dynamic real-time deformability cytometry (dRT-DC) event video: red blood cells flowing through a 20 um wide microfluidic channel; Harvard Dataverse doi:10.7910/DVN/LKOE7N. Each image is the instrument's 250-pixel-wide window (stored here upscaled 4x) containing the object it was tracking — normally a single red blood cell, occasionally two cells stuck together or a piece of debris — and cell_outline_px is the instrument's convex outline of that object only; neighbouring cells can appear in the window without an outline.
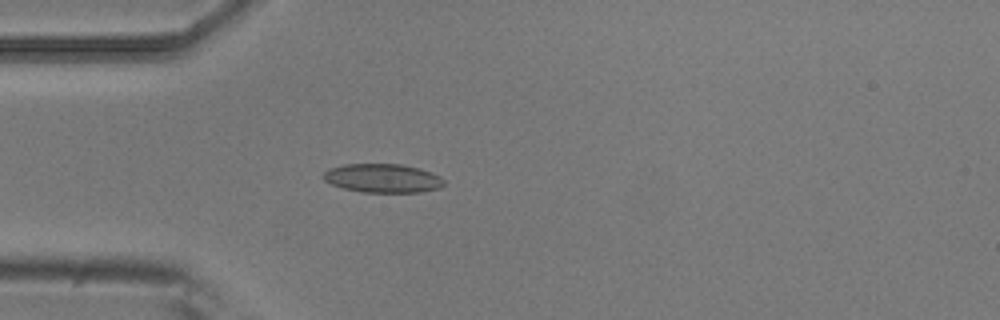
{"species": "common noctule bat (a hibernating species)", "species_latin": "Nyctalus noctula", "temperature_condition": "room temperature", "stored_images_in_passage": 4, "camera_frame_rate_fps": 3000, "um_per_image_px": 0.085, "animal": {"sex": "male", "body_mass_g": 20.5, "forearm_length_mm": 52.5}, "frame": {"image": 1, "passage_image": 4, "time_ms": 1.0, "image_size_px": [1000, 320], "cell_outline_px": [[444, 184], [440, 188], [420, 192], [364, 192], [344, 188], [332, 184], [324, 180], [324, 172], [328, 168], [344, 164], [400, 164], [420, 168], [432, 172], [440, 176], [444, 180]], "centroid_in_image_um": [32.55, 15.14], "position_along_channel_um": 52.4, "area_um2": 20.23}}